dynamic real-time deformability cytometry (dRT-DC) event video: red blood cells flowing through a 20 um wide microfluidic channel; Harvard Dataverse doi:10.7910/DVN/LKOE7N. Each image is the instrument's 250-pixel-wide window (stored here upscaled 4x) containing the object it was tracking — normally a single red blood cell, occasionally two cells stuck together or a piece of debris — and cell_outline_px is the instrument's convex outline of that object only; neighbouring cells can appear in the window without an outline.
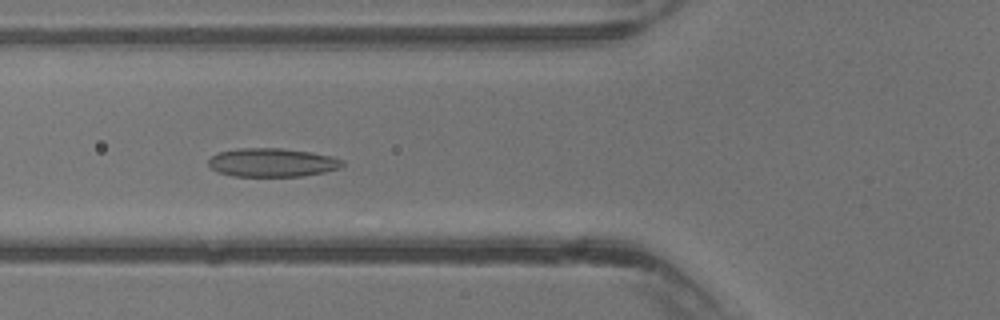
{"species": "common noctule bat (a hibernating species)", "species_latin": "Nyctalus noctula", "temperature_condition": "warm", "stored_images_in_passage": 36, "camera_frame_rate_fps": 3000, "um_per_image_px": 0.085, "animal": {"sex": "male", "body_mass_g": 13.3}, "frame": {"image": 1, "passage_image": 15, "time_ms": 4.667, "image_size_px": [1000, 320], "cell_outline_px": [[344, 164], [340, 168], [324, 172], [304, 176], [232, 176], [220, 172], [212, 168], [208, 164], [208, 160], [212, 156], [220, 152], [236, 148], [280, 148], [312, 152], [332, 156], [344, 160]], "centroid_in_image_um": [23.17, 13.81], "position_along_channel_um": 102.6, "area_um2": 22.37}}
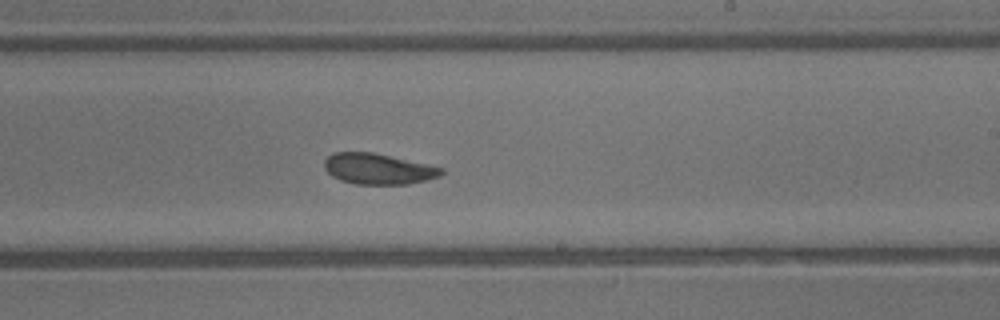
{"frame": {"image": 2, "passage_image": 24, "time_ms": 7.667, "image_size_px": [1000, 320], "cell_outline_px": [[444, 172], [440, 176], [428, 180], [408, 184], [356, 184], [340, 180], [332, 176], [324, 168], [324, 160], [332, 152], [372, 152], [428, 164], [444, 168]], "centroid_in_image_um": [32.15, 14.35], "position_along_channel_um": 256.9, "area_um2": 21.1}}
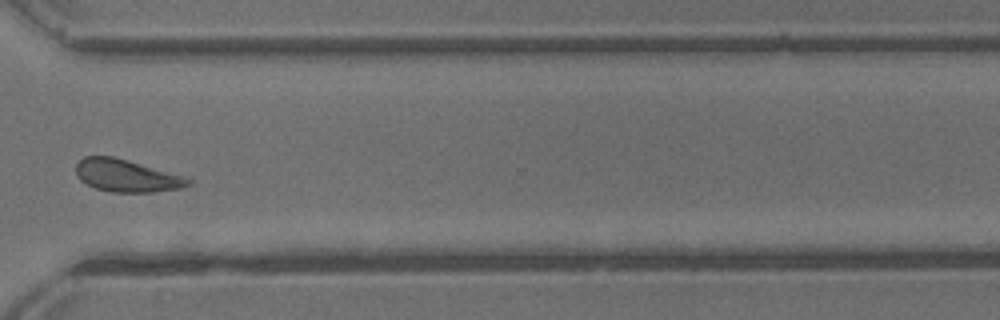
{"frame": {"image": 3, "passage_image": 30, "time_ms": 9.667, "image_size_px": [1000, 320], "cell_outline_px": [[192, 184], [184, 188], [152, 192], [112, 192], [96, 188], [80, 180], [76, 176], [76, 164], [84, 156], [112, 156], [188, 176], [192, 180]], "centroid_in_image_um": [10.82, 14.93], "position_along_channel_um": 359.8, "area_um2": 21.44}}